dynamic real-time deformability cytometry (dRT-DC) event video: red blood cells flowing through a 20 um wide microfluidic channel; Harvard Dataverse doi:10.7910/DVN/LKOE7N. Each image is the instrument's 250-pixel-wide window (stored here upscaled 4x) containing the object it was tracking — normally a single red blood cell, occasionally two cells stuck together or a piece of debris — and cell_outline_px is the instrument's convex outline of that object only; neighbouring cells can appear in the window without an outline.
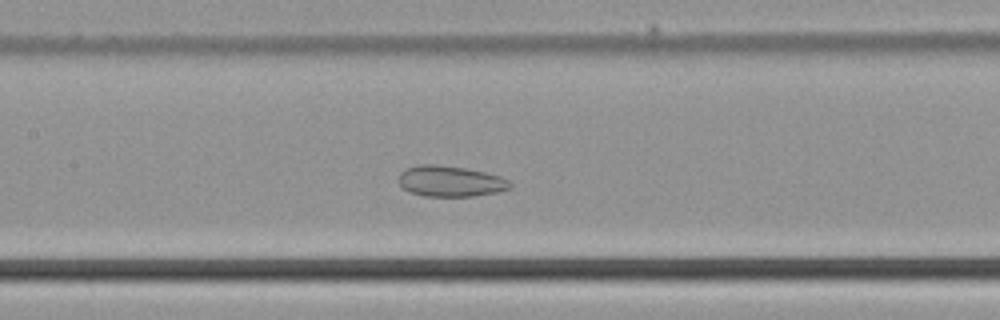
{"species": "common noctule bat (a hibernating species)", "species_latin": "Nyctalus noctula", "temperature_condition": "cold", "stored_images_in_passage": 48, "camera_frame_rate_fps": 3000, "um_per_image_px": 0.085, "animal": {"sex": "male", "body_mass_g": 21.5, "forearm_length_mm": 52.0}, "frame": {"image": 1, "passage_image": 21, "time_ms": 6.667, "image_size_px": [1000, 320], "cell_outline_px": [[512, 188], [496, 192], [476, 196], [424, 196], [408, 192], [396, 180], [400, 172], [404, 168], [420, 164], [432, 164], [464, 168], [484, 172], [500, 176], [508, 180], [512, 184]], "centroid_in_image_um": [38.24, 15.4], "position_along_channel_um": 169.2, "area_um2": 20.17}}
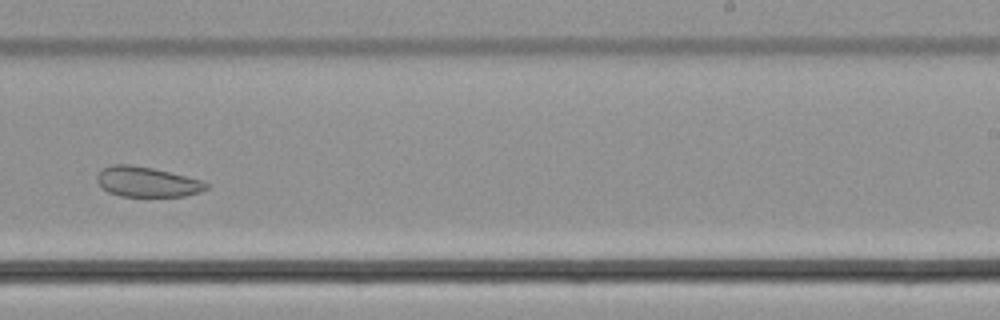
{"frame": {"image": 2, "passage_image": 29, "time_ms": 9.333, "image_size_px": [1000, 320], "cell_outline_px": [[208, 188], [200, 192], [184, 196], [120, 196], [108, 192], [96, 180], [96, 176], [104, 168], [112, 164], [128, 164], [152, 168], [200, 180], [208, 184]], "centroid_in_image_um": [12.48, 15.46], "position_along_channel_um": 276.5, "area_um2": 18.84}}
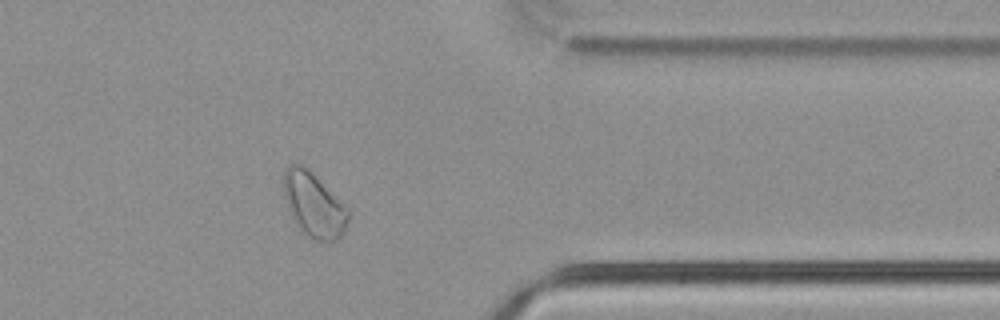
{"frame": {"image": 3, "passage_image": 38, "time_ms": 12.333, "image_size_px": [1000, 320], "cell_outline_px": [[352, 212], [340, 236], [336, 240], [328, 244], [312, 240], [300, 232], [288, 208], [284, 196], [284, 168], [288, 164], [300, 164], [348, 208]], "centroid_in_image_um": [26.66, 17.5], "position_along_channel_um": 384.7, "area_um2": 24.04}}